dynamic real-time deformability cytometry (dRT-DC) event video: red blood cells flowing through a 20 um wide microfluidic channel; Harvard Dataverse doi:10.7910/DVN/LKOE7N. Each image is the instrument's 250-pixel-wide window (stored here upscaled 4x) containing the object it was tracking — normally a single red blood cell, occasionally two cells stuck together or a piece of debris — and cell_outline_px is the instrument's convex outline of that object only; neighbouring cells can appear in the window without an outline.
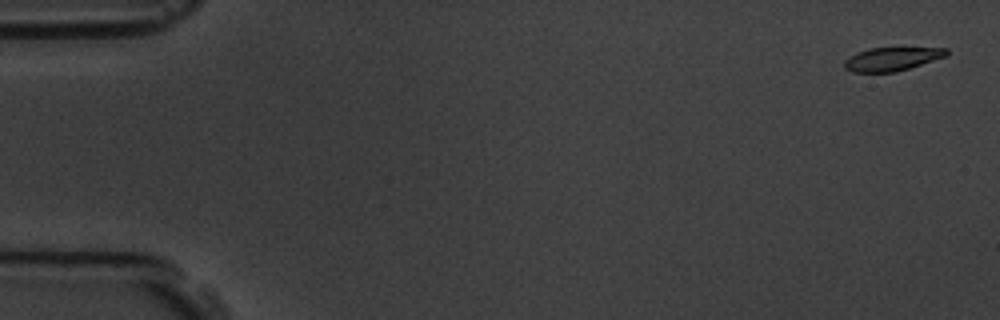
{"species": "common noctule bat (a hibernating species)", "species_latin": "Nyctalus noctula", "temperature_condition": "room temperature", "stored_images_in_passage": 6, "segment_of_instrument_passage": [1, 2], "camera_frame_rate_fps": 3000, "um_per_image_px": 0.085, "animal": {"sex": "male", "body_mass_g": 19.5, "forearm_length_mm": 54.6}, "frame": {"image": 1, "passage_image": 1, "time_ms": 0.0, "image_size_px": [1000, 320], "cell_outline_px": [[948, 56], [896, 72], [852, 72], [844, 68], [844, 60], [856, 52], [868, 48], [948, 48]], "centroid_in_image_um": [75.8, 5.01], "position_along_channel_um": 9.2, "area_um2": 14.05}}